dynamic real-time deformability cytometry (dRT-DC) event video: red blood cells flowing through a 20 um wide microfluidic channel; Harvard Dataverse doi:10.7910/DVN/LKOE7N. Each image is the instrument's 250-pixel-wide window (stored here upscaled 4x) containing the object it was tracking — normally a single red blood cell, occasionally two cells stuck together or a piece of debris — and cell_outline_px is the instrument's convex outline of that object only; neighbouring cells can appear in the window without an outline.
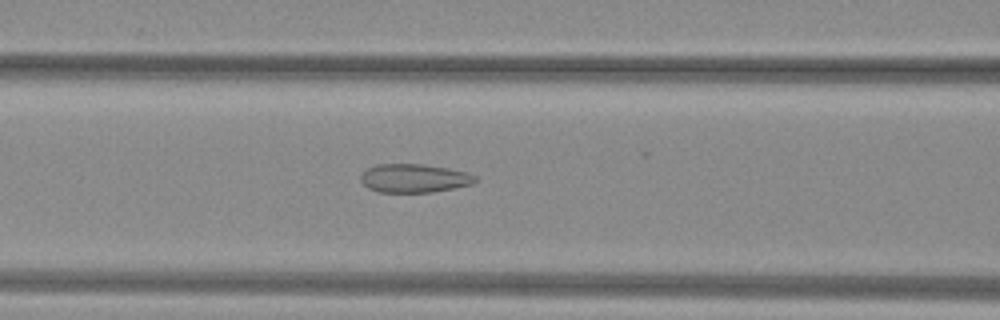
{"species": "common noctule bat (a hibernating species)", "species_latin": "Nyctalus noctula", "temperature_condition": "warm", "stored_images_in_passage": 41, "camera_frame_rate_fps": 3000, "um_per_image_px": 0.085, "animal": {"sex": "female", "body_mass_g": 29.2, "forearm_length_mm": 56.3}, "frame": {"image": 1, "passage_image": 17, "time_ms": 5.333, "image_size_px": [1000, 320], "cell_outline_px": [[480, 180], [472, 184], [456, 188], [432, 192], [380, 192], [368, 188], [360, 180], [360, 176], [368, 168], [376, 164], [420, 164], [448, 168], [468, 172], [476, 176]], "centroid_in_image_um": [35.25, 15.15], "position_along_channel_um": 131.4, "area_um2": 19.19}}
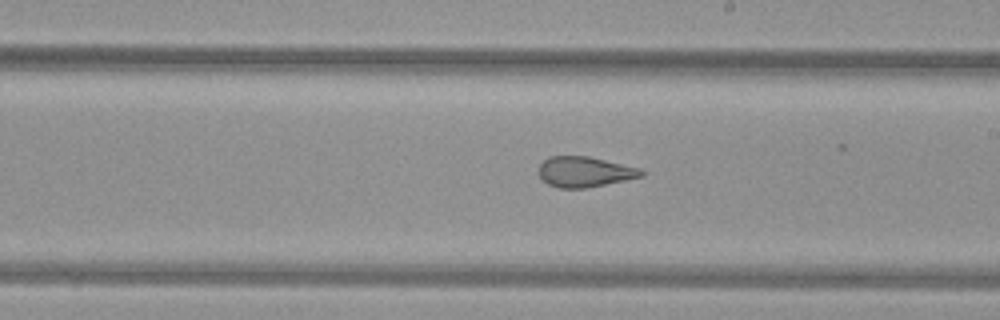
{"frame": {"image": 2, "passage_image": 25, "time_ms": 8.0, "image_size_px": [1000, 320], "cell_outline_px": [[644, 176], [584, 188], [560, 188], [548, 184], [540, 180], [536, 172], [540, 164], [548, 156], [588, 156], [640, 168], [644, 172]], "centroid_in_image_um": [49.62, 14.6], "position_along_channel_um": 239.4, "area_um2": 18.26}}
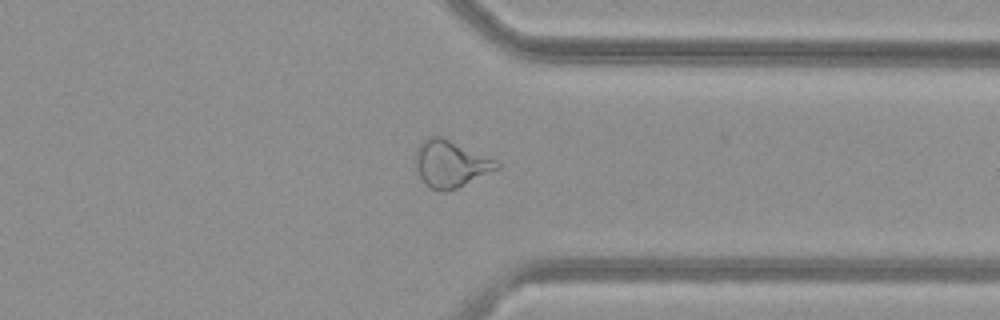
{"frame": {"image": 3, "passage_image": 35, "time_ms": 11.333, "image_size_px": [1000, 320], "cell_outline_px": [[500, 168], [448, 192], [444, 192], [432, 188], [420, 176], [416, 168], [416, 148], [428, 136], [440, 136], [496, 160], [500, 164]], "centroid_in_image_um": [38.31, 13.93], "position_along_channel_um": 373.1, "area_um2": 21.73}}